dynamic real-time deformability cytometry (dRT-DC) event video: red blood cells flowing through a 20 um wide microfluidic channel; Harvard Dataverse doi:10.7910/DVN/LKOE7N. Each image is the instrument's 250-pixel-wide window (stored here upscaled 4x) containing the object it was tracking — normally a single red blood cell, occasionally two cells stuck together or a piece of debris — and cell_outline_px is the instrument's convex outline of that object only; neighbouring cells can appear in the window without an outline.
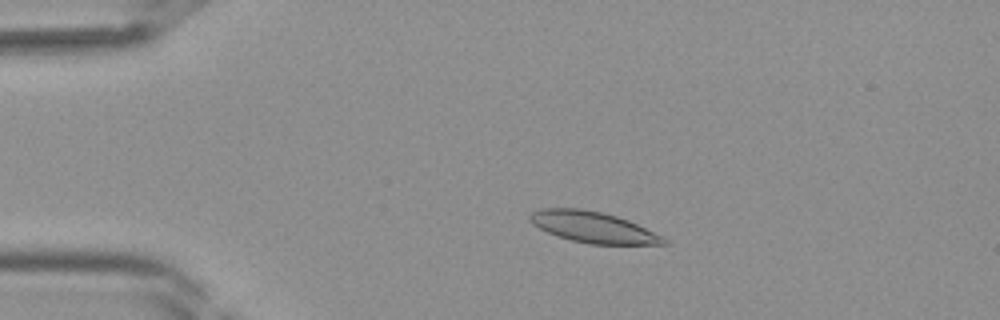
{"species": "Egyptian fruit bat (a non-hibernating species)", "species_latin": "Rousettus aegyptiacus", "temperature_condition": "room temperature", "stored_images_in_passage": 41, "camera_frame_rate_fps": 3000, "um_per_image_px": 0.085, "frame": {"image": 1, "passage_image": 9, "time_ms": 2.667, "image_size_px": [1000, 320], "cell_outline_px": [[668, 244], [592, 244], [572, 240], [556, 236], [532, 224], [528, 220], [528, 216], [532, 212], [540, 208], [580, 208], [600, 212], [616, 216], [628, 220], [668, 240]], "centroid_in_image_um": [50.34, 19.3], "position_along_channel_um": 34.7, "area_um2": 23.87}}
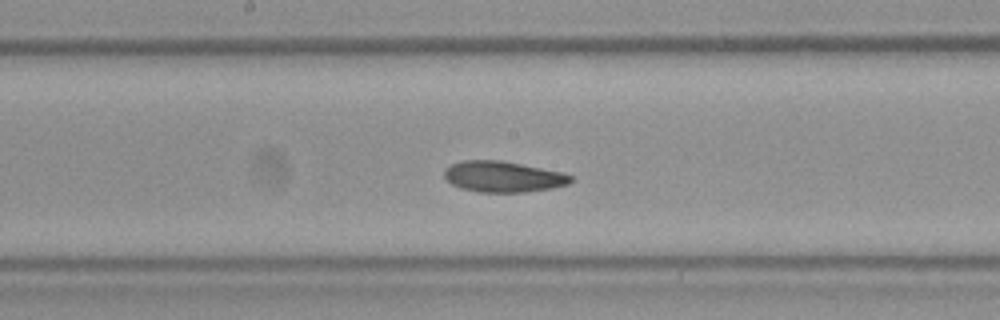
{"frame": {"image": 2, "passage_image": 22, "time_ms": 7.0, "image_size_px": [1000, 320], "cell_outline_px": [[576, 180], [568, 184], [552, 188], [524, 192], [480, 192], [460, 188], [452, 184], [444, 176], [444, 168], [460, 160], [500, 160], [564, 172], [572, 176]], "centroid_in_image_um": [42.78, 15.01], "position_along_channel_um": 205.4, "area_um2": 22.95}}
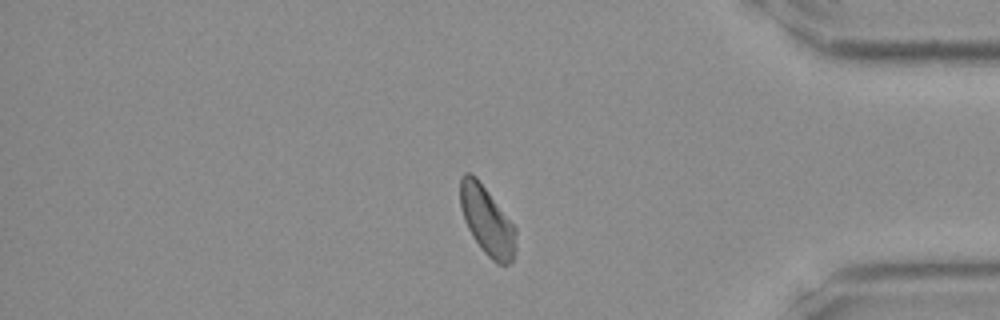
{"frame": {"image": 3, "passage_image": 35, "time_ms": 11.333, "image_size_px": [1000, 320], "cell_outline_px": [[516, 252], [512, 260], [508, 264], [496, 264], [480, 248], [472, 236], [464, 220], [460, 208], [460, 176], [464, 172], [472, 172], [476, 176], [516, 228]], "centroid_in_image_um": [41.38, 18.76], "position_along_channel_um": 393.8, "area_um2": 22.43}}